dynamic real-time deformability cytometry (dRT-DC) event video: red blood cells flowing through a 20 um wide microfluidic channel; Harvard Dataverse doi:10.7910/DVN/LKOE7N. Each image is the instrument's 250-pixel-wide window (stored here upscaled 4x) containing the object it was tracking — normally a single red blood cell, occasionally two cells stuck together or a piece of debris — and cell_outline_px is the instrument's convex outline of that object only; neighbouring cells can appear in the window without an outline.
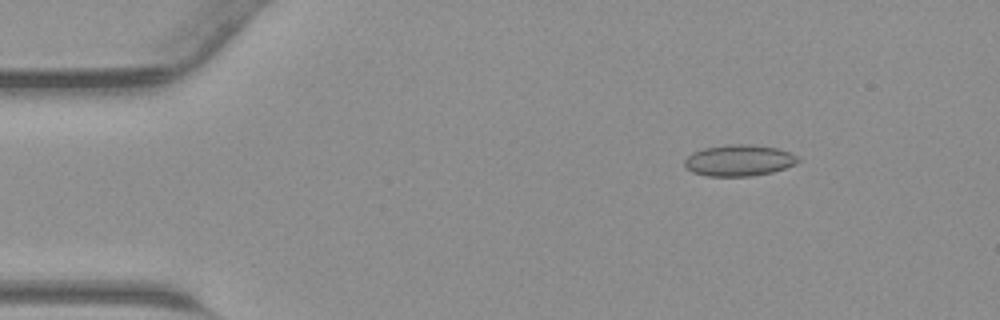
{"species": "common noctule bat (a hibernating species)", "species_latin": "Nyctalus noctula", "temperature_condition": "warm", "stored_images_in_passage": 44, "camera_frame_rate_fps": 3000, "um_per_image_px": 0.085, "animal": {"sex": "male", "body_mass_g": 23.1, "forearm_length_mm": 52.7}, "frame": {"image": 1, "passage_image": 6, "time_ms": 1.667, "image_size_px": [1000, 320], "cell_outline_px": [[800, 160], [796, 164], [772, 172], [752, 176], [708, 176], [692, 172], [684, 164], [684, 160], [692, 152], [704, 148], [732, 144], [752, 144], [776, 148], [788, 152], [796, 156]], "centroid_in_image_um": [62.8, 13.63], "position_along_channel_um": 22.2, "area_um2": 20.58}}
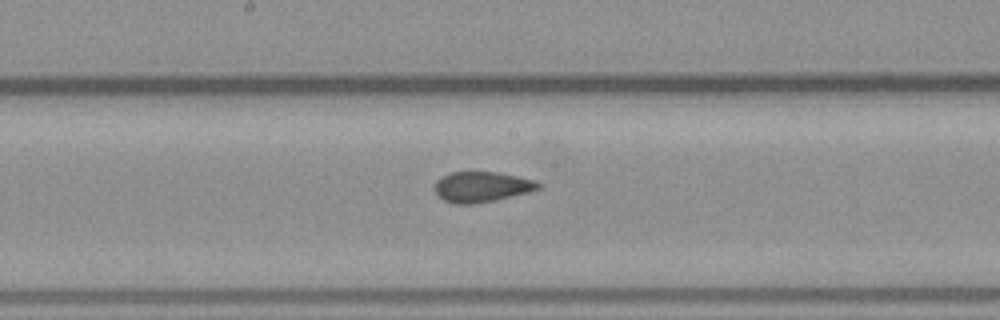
{"frame": {"image": 2, "passage_image": 23, "time_ms": 7.333, "image_size_px": [1000, 320], "cell_outline_px": [[540, 188], [528, 192], [496, 200], [476, 204], [452, 204], [436, 196], [436, 180], [440, 176], [448, 172], [496, 172], [536, 180], [540, 184]], "centroid_in_image_um": [40.91, 15.89], "position_along_channel_um": 207.3, "area_um2": 18.5}}
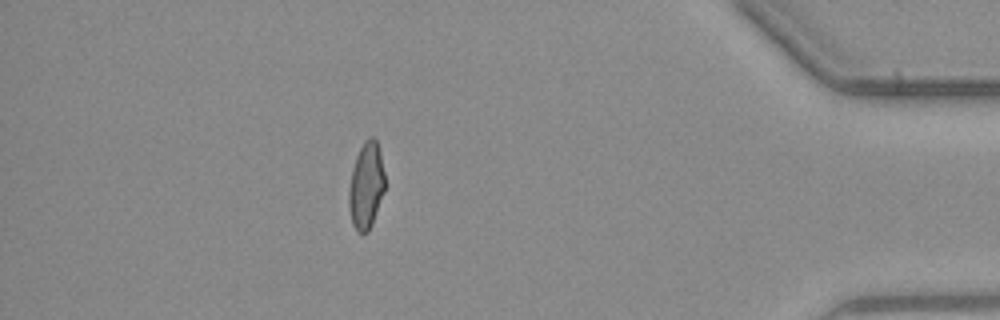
{"frame": {"image": 3, "passage_image": 39, "time_ms": 12.667, "image_size_px": [1000, 320], "cell_outline_px": [[384, 192], [372, 224], [368, 232], [356, 232], [352, 224], [348, 204], [348, 188], [352, 168], [356, 156], [364, 140], [368, 136], [372, 136], [376, 140], [380, 152], [384, 172]], "centroid_in_image_um": [31.11, 15.77], "position_along_channel_um": 404.1, "area_um2": 18.32}}